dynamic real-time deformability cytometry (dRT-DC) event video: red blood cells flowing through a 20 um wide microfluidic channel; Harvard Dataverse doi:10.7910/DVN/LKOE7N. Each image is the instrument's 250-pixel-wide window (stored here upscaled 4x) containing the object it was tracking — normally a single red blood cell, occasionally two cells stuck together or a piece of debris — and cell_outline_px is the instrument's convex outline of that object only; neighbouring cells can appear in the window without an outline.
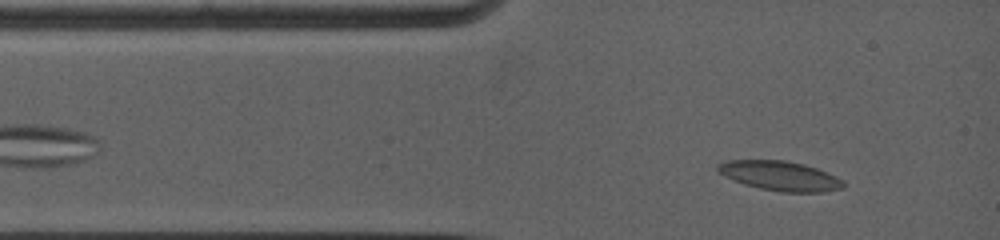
{"species": "common noctule bat (a hibernating species)", "species_latin": "Nyctalus noctula", "temperature_condition": "warm", "stored_images_in_passage": 68, "camera_frame_rate_fps": 5000, "um_per_image_px": 0.085, "animal": {"sex": "female", "body_mass_g": 19.0, "forearm_length_mm": 53.3}, "frame": {"image": 1, "passage_image": 5, "time_ms": 0.8, "image_size_px": [1000, 240], "cell_outline_px": [[844, 188], [824, 192], [780, 192], [760, 188], [744, 184], [732, 180], [716, 172], [716, 164], [724, 160], [784, 160], [804, 164], [828, 172], [844, 180]], "centroid_in_image_um": [66.27, 14.94], "position_along_channel_um": 18.7, "area_um2": 21.96}}
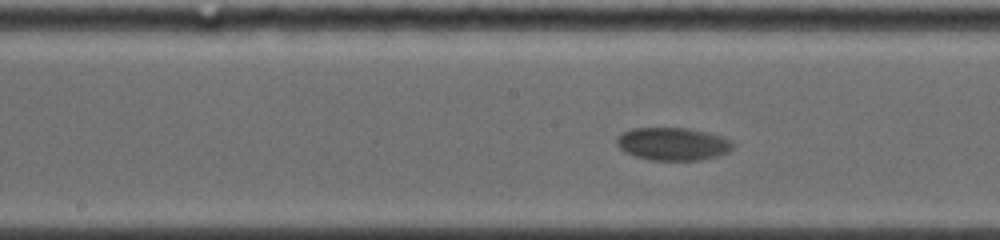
{"frame": {"image": 2, "passage_image": 32, "time_ms": 6.2, "image_size_px": [1000, 240], "cell_outline_px": [[736, 144], [728, 152], [716, 156], [700, 160], [652, 160], [636, 156], [624, 152], [616, 144], [616, 136], [632, 128], [688, 128], [724, 136], [732, 140]], "centroid_in_image_um": [57.21, 12.23], "position_along_channel_um": 191.0, "area_um2": 22.37}}
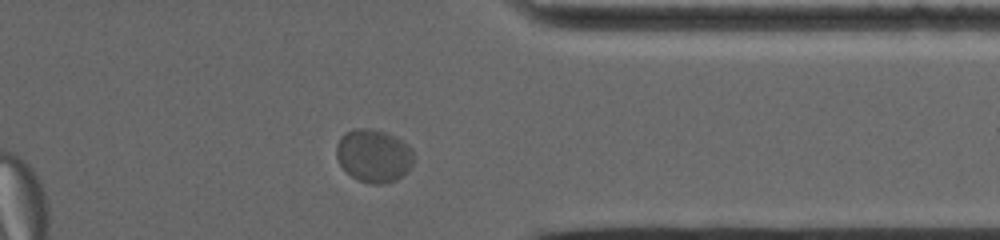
{"frame": {"image": 3, "passage_image": 59, "time_ms": 11.6, "image_size_px": [1000, 240], "cell_outline_px": [[416, 156], [412, 164], [396, 180], [384, 184], [372, 184], [356, 180], [340, 164], [336, 156], [336, 144], [340, 136], [344, 132], [352, 128], [368, 128], [384, 132], [396, 136], [408, 144], [412, 148]], "centroid_in_image_um": [31.76, 13.21], "position_along_channel_um": 379.6, "area_um2": 24.16}, "authors_computed_cell_mechanics": {"area_um2": 21.8484, "velocity_mm_per_s": 3.5944, "shape_relaxation_time_tau1_ms": 3.7778, "shape_relaxation_time_tau2_ms": null, "deformation_change_tau1": 0.0837, "deformation_change_tau2": null}}